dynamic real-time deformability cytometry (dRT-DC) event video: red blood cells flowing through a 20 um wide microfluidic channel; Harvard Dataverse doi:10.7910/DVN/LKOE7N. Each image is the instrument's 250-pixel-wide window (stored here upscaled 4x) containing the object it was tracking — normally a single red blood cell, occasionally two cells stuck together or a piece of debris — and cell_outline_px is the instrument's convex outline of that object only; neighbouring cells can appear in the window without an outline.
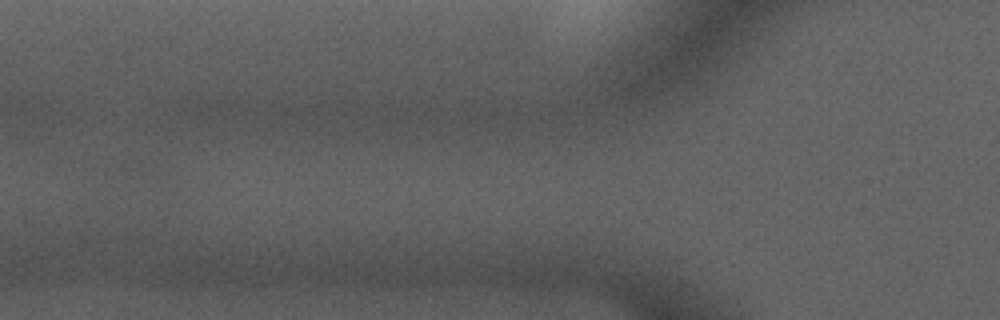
{"species": "common noctule bat (a hibernating species)", "species_latin": "Nyctalus noctula", "temperature_condition": "cold", "stored_images_in_passage": 7, "camera_frame_rate_fps": 3000, "um_per_image_px": 0.085, "animal": {"sex": "male", "forearm_length_mm": 52.5}, "frame": {"image": 1, "passage_image": 6, "time_ms": 6.667, "image_size_px": [1000, 320], "cell_outline_px": [[164, 180], [136, 188], [64, 168], [64, 160], [104, 156], [124, 156], [156, 160], [164, 176]], "centroid_in_image_um": [10.11, 14.41], "position_along_channel_um": 115.7, "area_um2": 15.37}}
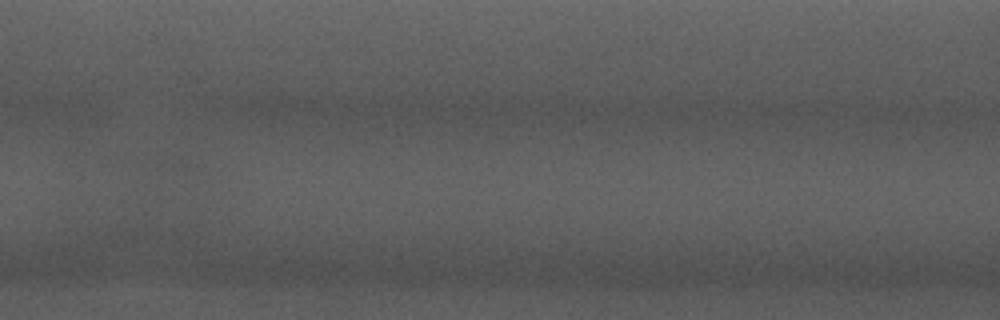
{"frame": {"image": 2, "passage_image": 7, "time_ms": 7.667, "image_size_px": [1000, 320], "cell_outline_px": [[204, 164], [200, 180], [196, 192], [152, 184], [140, 180], [112, 164], [108, 160], [116, 156], [148, 152], [200, 156]], "centroid_in_image_um": [13.86, 14.37], "position_along_channel_um": 152.7, "area_um2": 18.15}}